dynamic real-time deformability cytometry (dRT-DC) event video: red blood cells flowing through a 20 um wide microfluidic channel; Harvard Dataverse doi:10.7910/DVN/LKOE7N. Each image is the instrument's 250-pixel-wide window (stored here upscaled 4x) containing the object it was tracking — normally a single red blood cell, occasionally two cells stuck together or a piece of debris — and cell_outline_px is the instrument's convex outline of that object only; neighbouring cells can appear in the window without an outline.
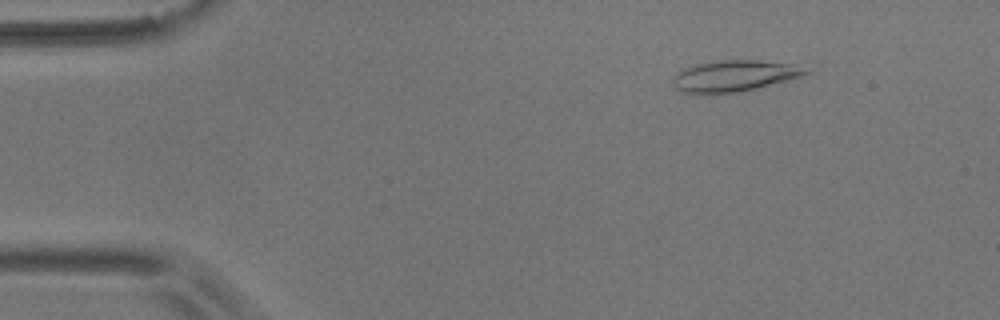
{"species": "common noctule bat (a hibernating species)", "species_latin": "Nyctalus noctula", "temperature_condition": "room temperature", "stored_images_in_passage": 54, "camera_frame_rate_fps": 3000, "um_per_image_px": 0.085, "animal": {"sex": "male", "body_mass_g": 17.9}, "frame": {"image": 1, "passage_image": 7, "time_ms": 2.0, "image_size_px": [1000, 320], "cell_outline_px": [[808, 72], [800, 76], [756, 88], [736, 92], [680, 92], [676, 88], [672, 80], [672, 76], [676, 72], [684, 68], [696, 64], [720, 60], [756, 60], [792, 64]], "centroid_in_image_um": [62.31, 6.43], "position_along_channel_um": 22.7, "area_um2": 23.35}}
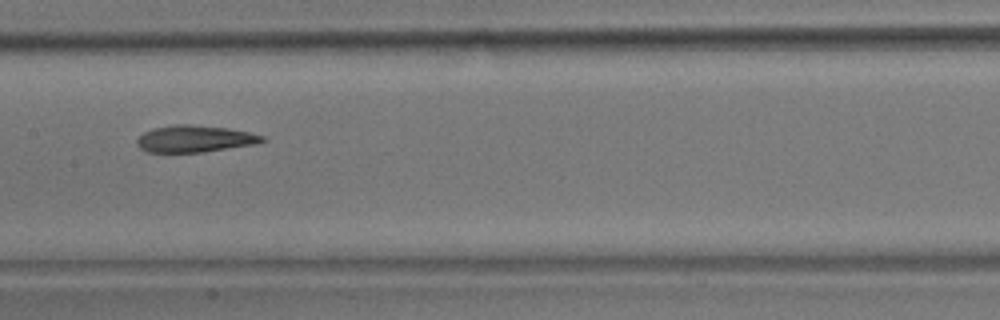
{"frame": {"image": 2, "passage_image": 27, "time_ms": 8.667, "image_size_px": [1000, 320], "cell_outline_px": [[268, 140], [256, 144], [204, 152], [148, 152], [140, 148], [136, 144], [136, 140], [144, 132], [152, 128], [176, 124], [188, 124], [228, 128], [248, 132], [264, 136]], "centroid_in_image_um": [16.56, 11.8], "position_along_channel_um": 190.8, "area_um2": 19.65}}
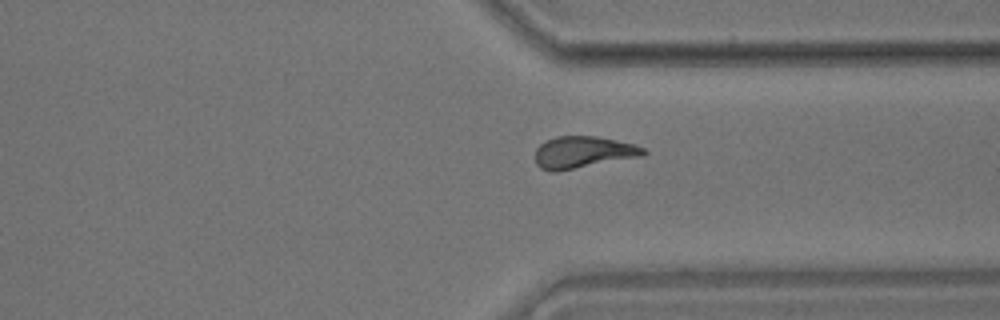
{"frame": {"image": 3, "passage_image": 41, "time_ms": 13.333, "image_size_px": [1000, 320], "cell_outline_px": [[648, 152], [644, 156], [556, 172], [552, 172], [540, 168], [536, 164], [536, 148], [544, 140], [556, 136], [596, 136], [636, 144], [644, 148]], "centroid_in_image_um": [49.57, 12.94], "position_along_channel_um": 361.8, "area_um2": 20.4}, "authors_computed_cell_mechanics": {"area_um2": 20.3167, "velocity_mm_per_s": 3.6627, "shape_relaxation_time_tau1_ms": 8.8036, "shape_relaxation_time_tau2_ms": 4.5131, "deformation_change_tau1": 0.2343, "deformation_change_tau2": 0.1337}}